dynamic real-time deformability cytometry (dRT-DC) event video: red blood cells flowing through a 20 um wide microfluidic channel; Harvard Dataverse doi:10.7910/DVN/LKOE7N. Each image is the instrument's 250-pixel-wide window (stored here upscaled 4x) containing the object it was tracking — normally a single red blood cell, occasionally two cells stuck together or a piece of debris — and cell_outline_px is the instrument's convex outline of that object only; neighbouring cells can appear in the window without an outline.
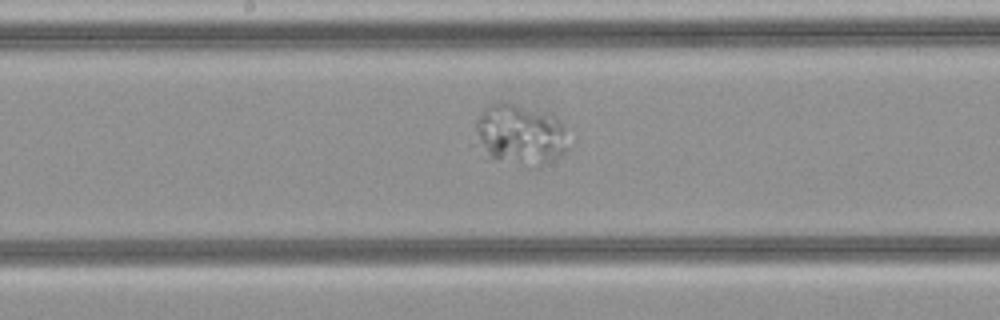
{"species": "common noctule bat (a hibernating species)", "species_latin": "Nyctalus noctula", "temperature_condition": "cold", "stored_images_in_passage": 26, "camera_frame_rate_fps": 3000, "um_per_image_px": 0.085, "animal": {"sex": "female", "body_mass_g": 21.9}, "frame": {"image": 1, "passage_image": 8, "time_ms": 2.333, "image_size_px": [1000, 320], "cell_outline_px": [[568, 148], [564, 152], [544, 164], [536, 168], [532, 168], [496, 160], [488, 152], [480, 140], [476, 132], [476, 120], [484, 108], [488, 104], [496, 100], [512, 104], [556, 116], [564, 128]], "centroid_in_image_um": [44.24, 11.44], "position_along_channel_um": 204.0, "area_um2": 32.31}}
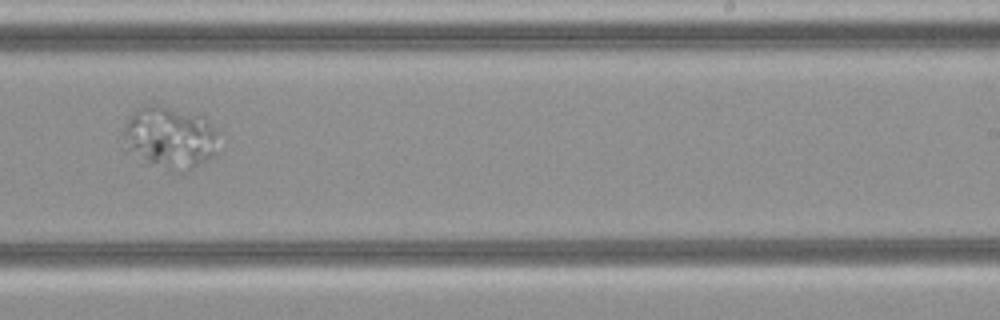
{"frame": {"image": 2, "passage_image": 12, "time_ms": 3.667, "image_size_px": [1000, 320], "cell_outline_px": [[216, 132], [212, 156], [208, 160], [188, 172], [180, 172], [144, 164], [124, 152], [124, 124], [144, 104], [156, 104], [204, 116], [216, 128]], "centroid_in_image_um": [14.37, 11.73], "position_along_channel_um": 274.6, "area_um2": 34.97}}